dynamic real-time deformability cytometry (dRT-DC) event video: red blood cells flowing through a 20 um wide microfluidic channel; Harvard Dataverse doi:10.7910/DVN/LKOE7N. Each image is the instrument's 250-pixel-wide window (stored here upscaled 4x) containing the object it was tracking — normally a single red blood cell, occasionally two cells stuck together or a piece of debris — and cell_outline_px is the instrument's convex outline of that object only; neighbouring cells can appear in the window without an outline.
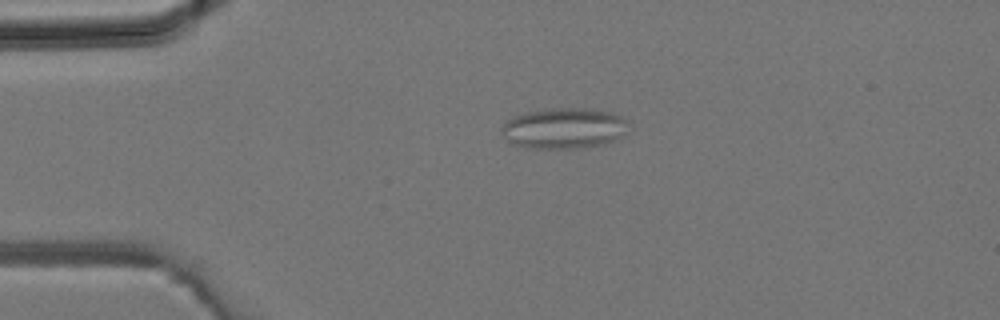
{"species": "common noctule bat (a hibernating species)", "species_latin": "Nyctalus noctula", "temperature_condition": "room temperature", "stored_images_in_passage": 4, "camera_frame_rate_fps": 3000, "um_per_image_px": 0.085, "animal": {"sex": "male", "body_mass_g": 19.2, "forearm_length_mm": 51.8}, "frame": {"image": 1, "passage_image": 3, "time_ms": 0.667, "image_size_px": [1000, 320], "cell_outline_px": [[628, 120], [624, 136], [616, 140], [604, 144], [576, 148], [528, 148], [512, 144], [504, 136], [500, 128], [504, 120], [512, 116], [528, 112], [552, 108], [592, 108], [612, 112]], "centroid_in_image_um": [47.93, 10.89], "position_along_channel_um": 37.1, "area_um2": 30.46}}